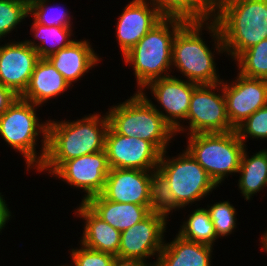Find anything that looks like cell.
Segmentation results:
<instances>
[{"instance_id":"5bb4252c","label":"cell","mask_w":267,"mask_h":266,"mask_svg":"<svg viewBox=\"0 0 267 266\" xmlns=\"http://www.w3.org/2000/svg\"><path fill=\"white\" fill-rule=\"evenodd\" d=\"M226 82V83H225ZM229 82V83H228ZM230 124L236 129L250 115L267 105V80L237 73L235 80H222Z\"/></svg>"},{"instance_id":"83f0119b","label":"cell","mask_w":267,"mask_h":266,"mask_svg":"<svg viewBox=\"0 0 267 266\" xmlns=\"http://www.w3.org/2000/svg\"><path fill=\"white\" fill-rule=\"evenodd\" d=\"M234 62L241 75L267 80V39L243 51Z\"/></svg>"},{"instance_id":"7a4b0ae2","label":"cell","mask_w":267,"mask_h":266,"mask_svg":"<svg viewBox=\"0 0 267 266\" xmlns=\"http://www.w3.org/2000/svg\"><path fill=\"white\" fill-rule=\"evenodd\" d=\"M202 30L209 32L212 37L214 43L211 49L202 37ZM221 53L226 54L225 47L219 26L214 19L186 22L173 40L172 68H177L176 71L178 70L177 72H180L187 81L197 84H217L223 79L216 69L214 55Z\"/></svg>"},{"instance_id":"8d00e7d4","label":"cell","mask_w":267,"mask_h":266,"mask_svg":"<svg viewBox=\"0 0 267 266\" xmlns=\"http://www.w3.org/2000/svg\"><path fill=\"white\" fill-rule=\"evenodd\" d=\"M260 244H261V251L264 250L265 253H267V230L262 233L260 238Z\"/></svg>"},{"instance_id":"6da1fadb","label":"cell","mask_w":267,"mask_h":266,"mask_svg":"<svg viewBox=\"0 0 267 266\" xmlns=\"http://www.w3.org/2000/svg\"><path fill=\"white\" fill-rule=\"evenodd\" d=\"M77 120H49L47 152L37 172L52 174L63 162L104 150L109 127L107 114L84 115ZM48 171V172H47Z\"/></svg>"},{"instance_id":"4fadbf2b","label":"cell","mask_w":267,"mask_h":266,"mask_svg":"<svg viewBox=\"0 0 267 266\" xmlns=\"http://www.w3.org/2000/svg\"><path fill=\"white\" fill-rule=\"evenodd\" d=\"M104 150L110 169H157L161 152L149 141L136 136L128 137L116 133L110 126L105 135Z\"/></svg>"},{"instance_id":"8fae6325","label":"cell","mask_w":267,"mask_h":266,"mask_svg":"<svg viewBox=\"0 0 267 266\" xmlns=\"http://www.w3.org/2000/svg\"><path fill=\"white\" fill-rule=\"evenodd\" d=\"M198 85L197 83L182 79V76L177 78L176 75H170L151 81L140 93L152 104L175 132L185 123L190 107L191 95ZM149 89L151 95L153 94L152 96L155 98V102L157 100L160 107L148 98V94L145 91H149Z\"/></svg>"},{"instance_id":"7402d4cb","label":"cell","mask_w":267,"mask_h":266,"mask_svg":"<svg viewBox=\"0 0 267 266\" xmlns=\"http://www.w3.org/2000/svg\"><path fill=\"white\" fill-rule=\"evenodd\" d=\"M98 217L120 232L142 221L150 213V206L113 202L101 194L84 202Z\"/></svg>"},{"instance_id":"7c38bea8","label":"cell","mask_w":267,"mask_h":266,"mask_svg":"<svg viewBox=\"0 0 267 266\" xmlns=\"http://www.w3.org/2000/svg\"><path fill=\"white\" fill-rule=\"evenodd\" d=\"M110 166L105 150L63 162L50 176L86 193L81 202L102 193Z\"/></svg>"},{"instance_id":"d590c367","label":"cell","mask_w":267,"mask_h":266,"mask_svg":"<svg viewBox=\"0 0 267 266\" xmlns=\"http://www.w3.org/2000/svg\"><path fill=\"white\" fill-rule=\"evenodd\" d=\"M156 263H144L141 261H131V260H119L117 259L113 266H155Z\"/></svg>"},{"instance_id":"4dcf8cb0","label":"cell","mask_w":267,"mask_h":266,"mask_svg":"<svg viewBox=\"0 0 267 266\" xmlns=\"http://www.w3.org/2000/svg\"><path fill=\"white\" fill-rule=\"evenodd\" d=\"M230 203L219 201L206 207L218 239L230 236L237 228L236 208Z\"/></svg>"},{"instance_id":"ba28073f","label":"cell","mask_w":267,"mask_h":266,"mask_svg":"<svg viewBox=\"0 0 267 266\" xmlns=\"http://www.w3.org/2000/svg\"><path fill=\"white\" fill-rule=\"evenodd\" d=\"M176 157L161 153L157 170L169 181L176 201L185 209L210 195L218 186L205 169L187 151ZM197 201V202H196Z\"/></svg>"},{"instance_id":"3957f363","label":"cell","mask_w":267,"mask_h":266,"mask_svg":"<svg viewBox=\"0 0 267 266\" xmlns=\"http://www.w3.org/2000/svg\"><path fill=\"white\" fill-rule=\"evenodd\" d=\"M227 54L234 61L243 51L267 39V0H216L213 18Z\"/></svg>"},{"instance_id":"8992f818","label":"cell","mask_w":267,"mask_h":266,"mask_svg":"<svg viewBox=\"0 0 267 266\" xmlns=\"http://www.w3.org/2000/svg\"><path fill=\"white\" fill-rule=\"evenodd\" d=\"M109 126L118 134L151 142L161 153L176 136L174 130L140 93L114 104L106 112Z\"/></svg>"},{"instance_id":"ffe728a7","label":"cell","mask_w":267,"mask_h":266,"mask_svg":"<svg viewBox=\"0 0 267 266\" xmlns=\"http://www.w3.org/2000/svg\"><path fill=\"white\" fill-rule=\"evenodd\" d=\"M76 217L84 222L83 234L79 243L84 246L118 255L121 232L98 217L84 202L74 210Z\"/></svg>"},{"instance_id":"f546056e","label":"cell","mask_w":267,"mask_h":266,"mask_svg":"<svg viewBox=\"0 0 267 266\" xmlns=\"http://www.w3.org/2000/svg\"><path fill=\"white\" fill-rule=\"evenodd\" d=\"M29 17V0H0V42Z\"/></svg>"},{"instance_id":"9a60e30c","label":"cell","mask_w":267,"mask_h":266,"mask_svg":"<svg viewBox=\"0 0 267 266\" xmlns=\"http://www.w3.org/2000/svg\"><path fill=\"white\" fill-rule=\"evenodd\" d=\"M10 41L0 45V83L21 96L40 58L25 40Z\"/></svg>"},{"instance_id":"d4e9b609","label":"cell","mask_w":267,"mask_h":266,"mask_svg":"<svg viewBox=\"0 0 267 266\" xmlns=\"http://www.w3.org/2000/svg\"><path fill=\"white\" fill-rule=\"evenodd\" d=\"M72 28L45 26L33 20L30 29L34 40L26 38L25 41L36 50L39 58H48L76 40L71 38L74 35Z\"/></svg>"},{"instance_id":"e0dca14e","label":"cell","mask_w":267,"mask_h":266,"mask_svg":"<svg viewBox=\"0 0 267 266\" xmlns=\"http://www.w3.org/2000/svg\"><path fill=\"white\" fill-rule=\"evenodd\" d=\"M151 171L112 168L101 195L110 201L150 206Z\"/></svg>"},{"instance_id":"f1b7e54d","label":"cell","mask_w":267,"mask_h":266,"mask_svg":"<svg viewBox=\"0 0 267 266\" xmlns=\"http://www.w3.org/2000/svg\"><path fill=\"white\" fill-rule=\"evenodd\" d=\"M52 0H29V16L41 25L56 27H72L73 16L66 7L51 5ZM49 2V3H48ZM49 5V6H48ZM71 15V16H70Z\"/></svg>"},{"instance_id":"1f68e13d","label":"cell","mask_w":267,"mask_h":266,"mask_svg":"<svg viewBox=\"0 0 267 266\" xmlns=\"http://www.w3.org/2000/svg\"><path fill=\"white\" fill-rule=\"evenodd\" d=\"M69 254L74 265L67 263L66 266H113L117 260L110 253L88 248L81 243L79 247L72 248Z\"/></svg>"},{"instance_id":"5b68a950","label":"cell","mask_w":267,"mask_h":266,"mask_svg":"<svg viewBox=\"0 0 267 266\" xmlns=\"http://www.w3.org/2000/svg\"><path fill=\"white\" fill-rule=\"evenodd\" d=\"M38 105L20 96L0 115V138L23 155L26 169L38 170L47 152L48 120L40 122ZM41 137V150H36ZM38 152V153H37Z\"/></svg>"},{"instance_id":"44dd1931","label":"cell","mask_w":267,"mask_h":266,"mask_svg":"<svg viewBox=\"0 0 267 266\" xmlns=\"http://www.w3.org/2000/svg\"><path fill=\"white\" fill-rule=\"evenodd\" d=\"M164 243L155 266H211L214 248L186 240L176 234Z\"/></svg>"},{"instance_id":"484cf974","label":"cell","mask_w":267,"mask_h":266,"mask_svg":"<svg viewBox=\"0 0 267 266\" xmlns=\"http://www.w3.org/2000/svg\"><path fill=\"white\" fill-rule=\"evenodd\" d=\"M190 213L180 225L178 235L186 240L213 247L218 238L207 209L197 207Z\"/></svg>"},{"instance_id":"d6986e66","label":"cell","mask_w":267,"mask_h":266,"mask_svg":"<svg viewBox=\"0 0 267 266\" xmlns=\"http://www.w3.org/2000/svg\"><path fill=\"white\" fill-rule=\"evenodd\" d=\"M70 87L71 84L47 58H40L26 90L20 97L43 107L44 103L64 94Z\"/></svg>"},{"instance_id":"277c9868","label":"cell","mask_w":267,"mask_h":266,"mask_svg":"<svg viewBox=\"0 0 267 266\" xmlns=\"http://www.w3.org/2000/svg\"><path fill=\"white\" fill-rule=\"evenodd\" d=\"M185 23L181 19L163 17L123 55L122 60L132 67L135 75L136 92H140L151 81L172 74L173 40Z\"/></svg>"},{"instance_id":"836d02e7","label":"cell","mask_w":267,"mask_h":266,"mask_svg":"<svg viewBox=\"0 0 267 266\" xmlns=\"http://www.w3.org/2000/svg\"><path fill=\"white\" fill-rule=\"evenodd\" d=\"M18 96L0 83V115H2Z\"/></svg>"},{"instance_id":"cb8c5ba5","label":"cell","mask_w":267,"mask_h":266,"mask_svg":"<svg viewBox=\"0 0 267 266\" xmlns=\"http://www.w3.org/2000/svg\"><path fill=\"white\" fill-rule=\"evenodd\" d=\"M162 17L177 18L186 22L213 19L216 0H146Z\"/></svg>"},{"instance_id":"e575fe53","label":"cell","mask_w":267,"mask_h":266,"mask_svg":"<svg viewBox=\"0 0 267 266\" xmlns=\"http://www.w3.org/2000/svg\"><path fill=\"white\" fill-rule=\"evenodd\" d=\"M2 193L0 192V234L2 233V230L6 227L8 222L13 218L12 212L9 210L7 202L5 201V198L3 197ZM7 223V224H6Z\"/></svg>"},{"instance_id":"ac0fdd59","label":"cell","mask_w":267,"mask_h":266,"mask_svg":"<svg viewBox=\"0 0 267 266\" xmlns=\"http://www.w3.org/2000/svg\"><path fill=\"white\" fill-rule=\"evenodd\" d=\"M98 55L89 40L84 38L74 40L69 46L50 55L47 59L73 86L72 83L78 82L94 66H98L102 60Z\"/></svg>"},{"instance_id":"52a82bcc","label":"cell","mask_w":267,"mask_h":266,"mask_svg":"<svg viewBox=\"0 0 267 266\" xmlns=\"http://www.w3.org/2000/svg\"><path fill=\"white\" fill-rule=\"evenodd\" d=\"M185 149L219 185L238 173L244 148L236 130L225 133H199L186 136Z\"/></svg>"},{"instance_id":"9c48e42d","label":"cell","mask_w":267,"mask_h":266,"mask_svg":"<svg viewBox=\"0 0 267 266\" xmlns=\"http://www.w3.org/2000/svg\"><path fill=\"white\" fill-rule=\"evenodd\" d=\"M217 91V92H216ZM186 123L175 134L225 133L236 130L228 119L222 82L199 84L191 95Z\"/></svg>"},{"instance_id":"d6a6232c","label":"cell","mask_w":267,"mask_h":266,"mask_svg":"<svg viewBox=\"0 0 267 266\" xmlns=\"http://www.w3.org/2000/svg\"><path fill=\"white\" fill-rule=\"evenodd\" d=\"M236 131L245 146L249 137L267 140V105L250 115L236 128Z\"/></svg>"},{"instance_id":"2e32d148","label":"cell","mask_w":267,"mask_h":266,"mask_svg":"<svg viewBox=\"0 0 267 266\" xmlns=\"http://www.w3.org/2000/svg\"><path fill=\"white\" fill-rule=\"evenodd\" d=\"M121 12L114 34L123 56L163 17L146 0L129 1Z\"/></svg>"},{"instance_id":"4316f807","label":"cell","mask_w":267,"mask_h":266,"mask_svg":"<svg viewBox=\"0 0 267 266\" xmlns=\"http://www.w3.org/2000/svg\"><path fill=\"white\" fill-rule=\"evenodd\" d=\"M148 191L152 213L169 218L168 215H172L173 210L174 212L183 210V207L176 201L174 194L171 192L169 181L157 169L151 171Z\"/></svg>"},{"instance_id":"30bf717a","label":"cell","mask_w":267,"mask_h":266,"mask_svg":"<svg viewBox=\"0 0 267 266\" xmlns=\"http://www.w3.org/2000/svg\"><path fill=\"white\" fill-rule=\"evenodd\" d=\"M168 220L151 212L142 221L122 231L117 259L148 263L147 259L156 256V261H153L156 263L165 243Z\"/></svg>"},{"instance_id":"603a6c76","label":"cell","mask_w":267,"mask_h":266,"mask_svg":"<svg viewBox=\"0 0 267 266\" xmlns=\"http://www.w3.org/2000/svg\"><path fill=\"white\" fill-rule=\"evenodd\" d=\"M247 150L245 147L241 156L237 184L246 201L267 187V149H260L251 156Z\"/></svg>"}]
</instances>
